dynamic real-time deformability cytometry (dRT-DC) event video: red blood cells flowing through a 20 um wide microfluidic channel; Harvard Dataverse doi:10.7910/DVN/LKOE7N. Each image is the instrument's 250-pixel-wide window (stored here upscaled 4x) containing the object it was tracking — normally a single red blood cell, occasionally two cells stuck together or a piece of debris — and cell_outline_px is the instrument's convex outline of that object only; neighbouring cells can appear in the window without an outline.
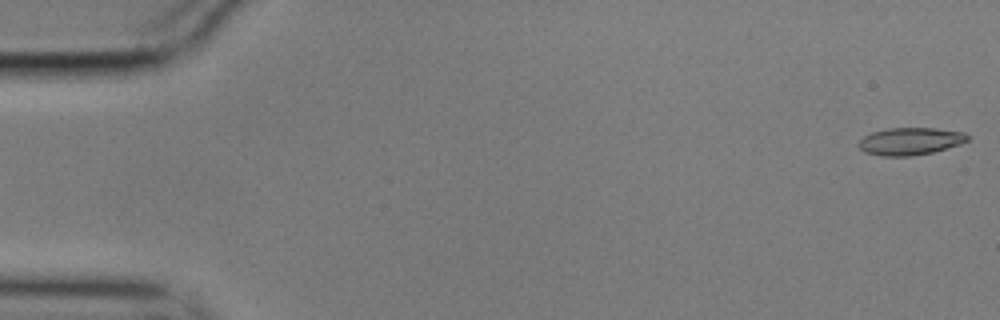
{"species": "common noctule bat (a hibernating species)", "species_latin": "Nyctalus noctula", "temperature_condition": "cold", "stored_images_in_passage": 57, "camera_frame_rate_fps": 3000, "um_per_image_px": 0.085, "animal": {"sex": "male", "body_mass_g": 17.9}, "frame": {"image": 1, "passage_image": 1, "time_ms": 0.0, "image_size_px": [1000, 320], "cell_outline_px": [[972, 136], [968, 140], [960, 144], [932, 152], [912, 156], [880, 156], [864, 152], [856, 144], [864, 136], [872, 132], [888, 128], [936, 128], [964, 132]], "centroid_in_image_um": [77.37, 12.0], "position_along_channel_um": 7.6, "area_um2": 17.51}}
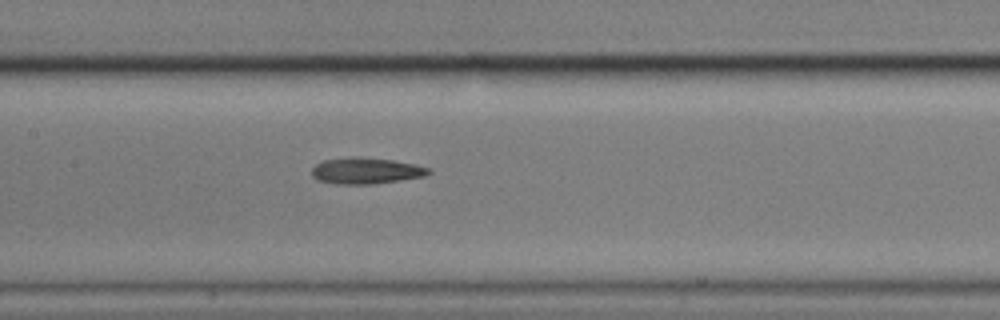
{"frame": {"image": 2, "passage_image": 27, "time_ms": 8.667, "image_size_px": [1000, 320], "cell_outline_px": [[432, 172], [424, 176], [400, 180], [372, 184], [336, 184], [316, 180], [312, 176], [312, 168], [316, 164], [324, 160], [356, 156], [360, 156], [392, 160], [416, 164], [428, 168]], "centroid_in_image_um": [31.09, 14.51], "position_along_channel_um": 176.3, "area_um2": 17.92}}
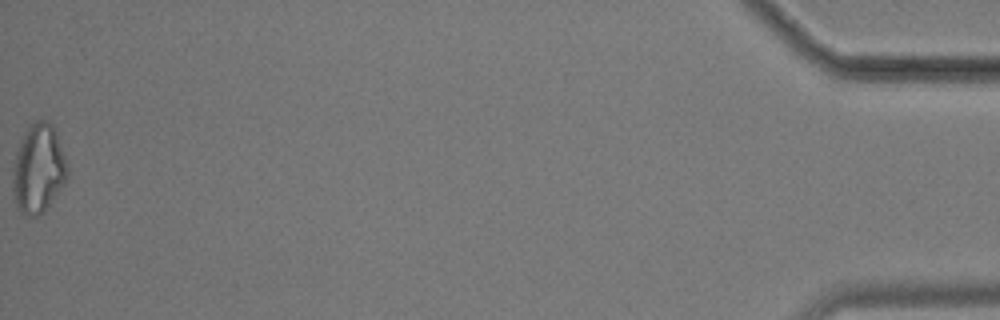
{"frame": {"image": 3, "passage_image": 57, "time_ms": 18.667, "image_size_px": [1000, 320], "cell_outline_px": [[68, 176], [64, 184], [44, 212], [36, 216], [24, 216], [16, 208], [12, 192], [12, 168], [16, 152], [20, 140], [24, 132], [36, 120], [48, 120], [52, 124], [56, 132], [68, 168]], "centroid_in_image_um": [3.23, 14.37], "position_along_channel_um": 432.0, "area_um2": 28.61}}